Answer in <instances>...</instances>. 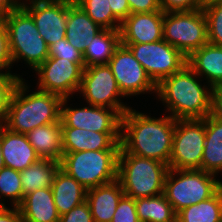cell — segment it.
<instances>
[{"mask_svg": "<svg viewBox=\"0 0 222 222\" xmlns=\"http://www.w3.org/2000/svg\"><path fill=\"white\" fill-rule=\"evenodd\" d=\"M21 6L32 16L48 47L66 38L68 0H22Z\"/></svg>", "mask_w": 222, "mask_h": 222, "instance_id": "5bb4252c", "label": "cell"}, {"mask_svg": "<svg viewBox=\"0 0 222 222\" xmlns=\"http://www.w3.org/2000/svg\"><path fill=\"white\" fill-rule=\"evenodd\" d=\"M166 222H178V220H169V221H166Z\"/></svg>", "mask_w": 222, "mask_h": 222, "instance_id": "bcb514c9", "label": "cell"}, {"mask_svg": "<svg viewBox=\"0 0 222 222\" xmlns=\"http://www.w3.org/2000/svg\"><path fill=\"white\" fill-rule=\"evenodd\" d=\"M216 177L218 176L201 169H169L164 184V195L177 214L190 205L214 196L222 188V181Z\"/></svg>", "mask_w": 222, "mask_h": 222, "instance_id": "8992f818", "label": "cell"}, {"mask_svg": "<svg viewBox=\"0 0 222 222\" xmlns=\"http://www.w3.org/2000/svg\"><path fill=\"white\" fill-rule=\"evenodd\" d=\"M205 144L204 119H175L169 169H201Z\"/></svg>", "mask_w": 222, "mask_h": 222, "instance_id": "9c48e42d", "label": "cell"}, {"mask_svg": "<svg viewBox=\"0 0 222 222\" xmlns=\"http://www.w3.org/2000/svg\"><path fill=\"white\" fill-rule=\"evenodd\" d=\"M221 1L222 0H199V6H200V9L203 10L208 6L219 3Z\"/></svg>", "mask_w": 222, "mask_h": 222, "instance_id": "ee69618b", "label": "cell"}, {"mask_svg": "<svg viewBox=\"0 0 222 222\" xmlns=\"http://www.w3.org/2000/svg\"><path fill=\"white\" fill-rule=\"evenodd\" d=\"M120 44V30L102 29L83 53L85 67L107 65Z\"/></svg>", "mask_w": 222, "mask_h": 222, "instance_id": "484cf974", "label": "cell"}, {"mask_svg": "<svg viewBox=\"0 0 222 222\" xmlns=\"http://www.w3.org/2000/svg\"><path fill=\"white\" fill-rule=\"evenodd\" d=\"M48 56L52 58H64L65 60L79 64L83 69L85 68L83 54L71 45L66 38L49 46Z\"/></svg>", "mask_w": 222, "mask_h": 222, "instance_id": "836d02e7", "label": "cell"}, {"mask_svg": "<svg viewBox=\"0 0 222 222\" xmlns=\"http://www.w3.org/2000/svg\"><path fill=\"white\" fill-rule=\"evenodd\" d=\"M69 98H63L61 104V127H73L95 132H121L122 115L115 109L89 106L71 108L67 106Z\"/></svg>", "mask_w": 222, "mask_h": 222, "instance_id": "9a60e30c", "label": "cell"}, {"mask_svg": "<svg viewBox=\"0 0 222 222\" xmlns=\"http://www.w3.org/2000/svg\"><path fill=\"white\" fill-rule=\"evenodd\" d=\"M175 119L170 115L155 118L130 107L121 119V149L154 159L169 166L172 153Z\"/></svg>", "mask_w": 222, "mask_h": 222, "instance_id": "6da1fadb", "label": "cell"}, {"mask_svg": "<svg viewBox=\"0 0 222 222\" xmlns=\"http://www.w3.org/2000/svg\"><path fill=\"white\" fill-rule=\"evenodd\" d=\"M112 13L123 22L131 13L127 0H109Z\"/></svg>", "mask_w": 222, "mask_h": 222, "instance_id": "60d3db41", "label": "cell"}, {"mask_svg": "<svg viewBox=\"0 0 222 222\" xmlns=\"http://www.w3.org/2000/svg\"><path fill=\"white\" fill-rule=\"evenodd\" d=\"M121 44L131 50L135 59L156 85L164 78L180 71L187 64V58L163 39L151 43Z\"/></svg>", "mask_w": 222, "mask_h": 222, "instance_id": "30bf717a", "label": "cell"}, {"mask_svg": "<svg viewBox=\"0 0 222 222\" xmlns=\"http://www.w3.org/2000/svg\"><path fill=\"white\" fill-rule=\"evenodd\" d=\"M0 222H23L19 208L0 206Z\"/></svg>", "mask_w": 222, "mask_h": 222, "instance_id": "b9f144b4", "label": "cell"}, {"mask_svg": "<svg viewBox=\"0 0 222 222\" xmlns=\"http://www.w3.org/2000/svg\"><path fill=\"white\" fill-rule=\"evenodd\" d=\"M130 13H148L162 11L160 0H127Z\"/></svg>", "mask_w": 222, "mask_h": 222, "instance_id": "f35d334b", "label": "cell"}, {"mask_svg": "<svg viewBox=\"0 0 222 222\" xmlns=\"http://www.w3.org/2000/svg\"><path fill=\"white\" fill-rule=\"evenodd\" d=\"M163 18V11L130 14L121 23V43H151L162 40Z\"/></svg>", "mask_w": 222, "mask_h": 222, "instance_id": "e0dca14e", "label": "cell"}, {"mask_svg": "<svg viewBox=\"0 0 222 222\" xmlns=\"http://www.w3.org/2000/svg\"><path fill=\"white\" fill-rule=\"evenodd\" d=\"M40 159L60 162L62 153L61 123H51L36 127L26 134Z\"/></svg>", "mask_w": 222, "mask_h": 222, "instance_id": "cb8c5ba5", "label": "cell"}, {"mask_svg": "<svg viewBox=\"0 0 222 222\" xmlns=\"http://www.w3.org/2000/svg\"><path fill=\"white\" fill-rule=\"evenodd\" d=\"M102 29L74 0H68L66 39L78 51L83 54L95 35Z\"/></svg>", "mask_w": 222, "mask_h": 222, "instance_id": "d6986e66", "label": "cell"}, {"mask_svg": "<svg viewBox=\"0 0 222 222\" xmlns=\"http://www.w3.org/2000/svg\"><path fill=\"white\" fill-rule=\"evenodd\" d=\"M176 216L178 222H222V188L209 199L180 210Z\"/></svg>", "mask_w": 222, "mask_h": 222, "instance_id": "f1b7e54d", "label": "cell"}, {"mask_svg": "<svg viewBox=\"0 0 222 222\" xmlns=\"http://www.w3.org/2000/svg\"><path fill=\"white\" fill-rule=\"evenodd\" d=\"M207 19L208 42L222 46V1L203 9Z\"/></svg>", "mask_w": 222, "mask_h": 222, "instance_id": "1f68e13d", "label": "cell"}, {"mask_svg": "<svg viewBox=\"0 0 222 222\" xmlns=\"http://www.w3.org/2000/svg\"><path fill=\"white\" fill-rule=\"evenodd\" d=\"M108 66L111 68L119 90L125 97L157 92V85L127 46L120 44L115 49Z\"/></svg>", "mask_w": 222, "mask_h": 222, "instance_id": "7c38bea8", "label": "cell"}, {"mask_svg": "<svg viewBox=\"0 0 222 222\" xmlns=\"http://www.w3.org/2000/svg\"><path fill=\"white\" fill-rule=\"evenodd\" d=\"M163 40L188 58L208 42L207 19L203 10L164 13Z\"/></svg>", "mask_w": 222, "mask_h": 222, "instance_id": "ba28073f", "label": "cell"}, {"mask_svg": "<svg viewBox=\"0 0 222 222\" xmlns=\"http://www.w3.org/2000/svg\"><path fill=\"white\" fill-rule=\"evenodd\" d=\"M4 197L9 199L11 207H18L24 199L20 171L6 166L0 170V199ZM0 201V206L6 205L4 199Z\"/></svg>", "mask_w": 222, "mask_h": 222, "instance_id": "4dcf8cb0", "label": "cell"}, {"mask_svg": "<svg viewBox=\"0 0 222 222\" xmlns=\"http://www.w3.org/2000/svg\"><path fill=\"white\" fill-rule=\"evenodd\" d=\"M161 10L167 12L192 11L199 9V0H160Z\"/></svg>", "mask_w": 222, "mask_h": 222, "instance_id": "74e56055", "label": "cell"}, {"mask_svg": "<svg viewBox=\"0 0 222 222\" xmlns=\"http://www.w3.org/2000/svg\"><path fill=\"white\" fill-rule=\"evenodd\" d=\"M79 94L86 100L87 104L112 108L123 115L130 107L121 102L120 97L125 96L119 90L116 79L107 65H93L85 67Z\"/></svg>", "mask_w": 222, "mask_h": 222, "instance_id": "8fae6325", "label": "cell"}, {"mask_svg": "<svg viewBox=\"0 0 222 222\" xmlns=\"http://www.w3.org/2000/svg\"><path fill=\"white\" fill-rule=\"evenodd\" d=\"M123 195V189L117 179L88 189L86 202L89 204L93 222H111L119 200Z\"/></svg>", "mask_w": 222, "mask_h": 222, "instance_id": "ffe728a7", "label": "cell"}, {"mask_svg": "<svg viewBox=\"0 0 222 222\" xmlns=\"http://www.w3.org/2000/svg\"><path fill=\"white\" fill-rule=\"evenodd\" d=\"M61 131L63 154L121 149V132H95L73 127H61Z\"/></svg>", "mask_w": 222, "mask_h": 222, "instance_id": "2e32d148", "label": "cell"}, {"mask_svg": "<svg viewBox=\"0 0 222 222\" xmlns=\"http://www.w3.org/2000/svg\"><path fill=\"white\" fill-rule=\"evenodd\" d=\"M169 166L162 162L129 153H119L117 180L124 195L134 199L164 193Z\"/></svg>", "mask_w": 222, "mask_h": 222, "instance_id": "277c9868", "label": "cell"}, {"mask_svg": "<svg viewBox=\"0 0 222 222\" xmlns=\"http://www.w3.org/2000/svg\"><path fill=\"white\" fill-rule=\"evenodd\" d=\"M84 69L77 63L64 58L48 57L36 70L38 89L70 98L79 91Z\"/></svg>", "mask_w": 222, "mask_h": 222, "instance_id": "4fadbf2b", "label": "cell"}, {"mask_svg": "<svg viewBox=\"0 0 222 222\" xmlns=\"http://www.w3.org/2000/svg\"><path fill=\"white\" fill-rule=\"evenodd\" d=\"M111 222H140L136 212L135 199L123 195L119 200Z\"/></svg>", "mask_w": 222, "mask_h": 222, "instance_id": "e575fe53", "label": "cell"}, {"mask_svg": "<svg viewBox=\"0 0 222 222\" xmlns=\"http://www.w3.org/2000/svg\"><path fill=\"white\" fill-rule=\"evenodd\" d=\"M101 28L120 30L121 21L112 13L109 0H74Z\"/></svg>", "mask_w": 222, "mask_h": 222, "instance_id": "f546056e", "label": "cell"}, {"mask_svg": "<svg viewBox=\"0 0 222 222\" xmlns=\"http://www.w3.org/2000/svg\"><path fill=\"white\" fill-rule=\"evenodd\" d=\"M59 222H93L89 204L85 201L74 207L68 213L60 216Z\"/></svg>", "mask_w": 222, "mask_h": 222, "instance_id": "8d00e7d4", "label": "cell"}, {"mask_svg": "<svg viewBox=\"0 0 222 222\" xmlns=\"http://www.w3.org/2000/svg\"><path fill=\"white\" fill-rule=\"evenodd\" d=\"M0 145L5 166L16 171L21 172L40 159L26 134L10 131L4 125L0 126Z\"/></svg>", "mask_w": 222, "mask_h": 222, "instance_id": "ac0fdd59", "label": "cell"}, {"mask_svg": "<svg viewBox=\"0 0 222 222\" xmlns=\"http://www.w3.org/2000/svg\"><path fill=\"white\" fill-rule=\"evenodd\" d=\"M5 166L3 155H2V149L0 145V170Z\"/></svg>", "mask_w": 222, "mask_h": 222, "instance_id": "f6af8a7d", "label": "cell"}, {"mask_svg": "<svg viewBox=\"0 0 222 222\" xmlns=\"http://www.w3.org/2000/svg\"><path fill=\"white\" fill-rule=\"evenodd\" d=\"M61 163L53 160L39 159L20 172L23 196L41 189L51 187Z\"/></svg>", "mask_w": 222, "mask_h": 222, "instance_id": "4316f807", "label": "cell"}, {"mask_svg": "<svg viewBox=\"0 0 222 222\" xmlns=\"http://www.w3.org/2000/svg\"><path fill=\"white\" fill-rule=\"evenodd\" d=\"M201 170L215 175L222 172V121L211 115L205 118V144Z\"/></svg>", "mask_w": 222, "mask_h": 222, "instance_id": "d4e9b609", "label": "cell"}, {"mask_svg": "<svg viewBox=\"0 0 222 222\" xmlns=\"http://www.w3.org/2000/svg\"><path fill=\"white\" fill-rule=\"evenodd\" d=\"M27 85L21 78L12 94L4 126L10 131L27 134L39 126L61 123L63 98L41 90L29 93Z\"/></svg>", "mask_w": 222, "mask_h": 222, "instance_id": "3957f363", "label": "cell"}, {"mask_svg": "<svg viewBox=\"0 0 222 222\" xmlns=\"http://www.w3.org/2000/svg\"><path fill=\"white\" fill-rule=\"evenodd\" d=\"M120 150H89L63 154L61 169L84 188L91 189L117 179Z\"/></svg>", "mask_w": 222, "mask_h": 222, "instance_id": "52a82bcc", "label": "cell"}, {"mask_svg": "<svg viewBox=\"0 0 222 222\" xmlns=\"http://www.w3.org/2000/svg\"><path fill=\"white\" fill-rule=\"evenodd\" d=\"M21 78L16 73L0 74V126L6 122L12 94Z\"/></svg>", "mask_w": 222, "mask_h": 222, "instance_id": "d6a6232c", "label": "cell"}, {"mask_svg": "<svg viewBox=\"0 0 222 222\" xmlns=\"http://www.w3.org/2000/svg\"><path fill=\"white\" fill-rule=\"evenodd\" d=\"M12 57L10 54L8 33L4 26L3 16H0V74H10L12 71ZM5 71H4V70Z\"/></svg>", "mask_w": 222, "mask_h": 222, "instance_id": "d590c367", "label": "cell"}, {"mask_svg": "<svg viewBox=\"0 0 222 222\" xmlns=\"http://www.w3.org/2000/svg\"><path fill=\"white\" fill-rule=\"evenodd\" d=\"M187 64L157 85V97L174 119H204L211 112V85H202ZM170 111V112H169Z\"/></svg>", "mask_w": 222, "mask_h": 222, "instance_id": "7a4b0ae2", "label": "cell"}, {"mask_svg": "<svg viewBox=\"0 0 222 222\" xmlns=\"http://www.w3.org/2000/svg\"><path fill=\"white\" fill-rule=\"evenodd\" d=\"M23 222H59L51 187L35 190L24 196L18 206Z\"/></svg>", "mask_w": 222, "mask_h": 222, "instance_id": "7402d4cb", "label": "cell"}, {"mask_svg": "<svg viewBox=\"0 0 222 222\" xmlns=\"http://www.w3.org/2000/svg\"><path fill=\"white\" fill-rule=\"evenodd\" d=\"M21 4V0H0V16H5L11 11L18 9Z\"/></svg>", "mask_w": 222, "mask_h": 222, "instance_id": "7bdbcfd3", "label": "cell"}, {"mask_svg": "<svg viewBox=\"0 0 222 222\" xmlns=\"http://www.w3.org/2000/svg\"><path fill=\"white\" fill-rule=\"evenodd\" d=\"M187 65L201 78L205 77L206 85H222V46L207 42L187 58Z\"/></svg>", "mask_w": 222, "mask_h": 222, "instance_id": "44dd1931", "label": "cell"}, {"mask_svg": "<svg viewBox=\"0 0 222 222\" xmlns=\"http://www.w3.org/2000/svg\"><path fill=\"white\" fill-rule=\"evenodd\" d=\"M51 189L59 216L86 201L87 189L61 168L56 173Z\"/></svg>", "mask_w": 222, "mask_h": 222, "instance_id": "603a6c76", "label": "cell"}, {"mask_svg": "<svg viewBox=\"0 0 222 222\" xmlns=\"http://www.w3.org/2000/svg\"><path fill=\"white\" fill-rule=\"evenodd\" d=\"M3 22L13 63L22 59L35 71L49 57V47L38 33L32 16L20 6L3 16Z\"/></svg>", "mask_w": 222, "mask_h": 222, "instance_id": "5b68a950", "label": "cell"}, {"mask_svg": "<svg viewBox=\"0 0 222 222\" xmlns=\"http://www.w3.org/2000/svg\"><path fill=\"white\" fill-rule=\"evenodd\" d=\"M210 115L222 121V85L213 87Z\"/></svg>", "mask_w": 222, "mask_h": 222, "instance_id": "ab89813d", "label": "cell"}, {"mask_svg": "<svg viewBox=\"0 0 222 222\" xmlns=\"http://www.w3.org/2000/svg\"><path fill=\"white\" fill-rule=\"evenodd\" d=\"M136 212L140 222H166L178 220L176 213L164 193L135 199Z\"/></svg>", "mask_w": 222, "mask_h": 222, "instance_id": "83f0119b", "label": "cell"}]
</instances>
